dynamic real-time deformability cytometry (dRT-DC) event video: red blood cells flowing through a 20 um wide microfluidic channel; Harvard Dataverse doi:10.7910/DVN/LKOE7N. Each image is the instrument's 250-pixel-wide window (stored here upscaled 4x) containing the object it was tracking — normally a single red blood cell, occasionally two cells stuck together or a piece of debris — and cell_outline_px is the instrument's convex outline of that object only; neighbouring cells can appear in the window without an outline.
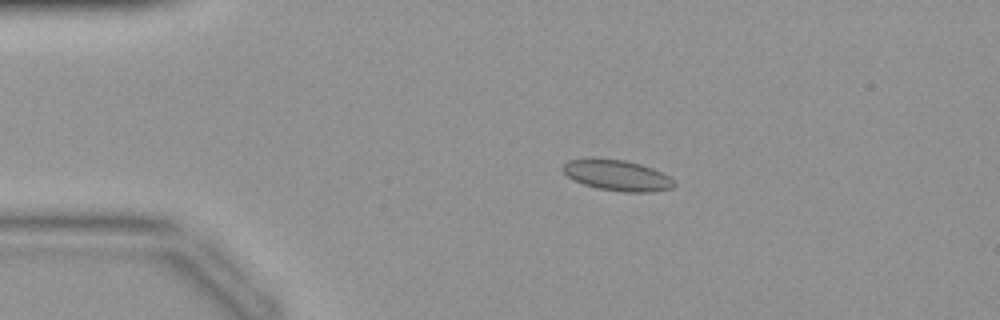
{"species": "common noctule bat (a hibernating species)", "species_latin": "Nyctalus noctula", "temperature_condition": "warm", "stored_images_in_passage": 43, "camera_frame_rate_fps": 3000, "um_per_image_px": 0.085, "animal": {"sex": "female", "body_mass_g": 19.9}, "frame": {"image": 1, "passage_image": 9, "time_ms": 2.667, "image_size_px": [1000, 320], "cell_outline_px": [[676, 184], [672, 188], [652, 192], [624, 192], [600, 188], [584, 184], [568, 176], [560, 168], [568, 160], [584, 156], [592, 156], [624, 160], [640, 164], [652, 168], [668, 176]], "centroid_in_image_um": [52.4, 14.86], "position_along_channel_um": 32.6, "area_um2": 20.17}}
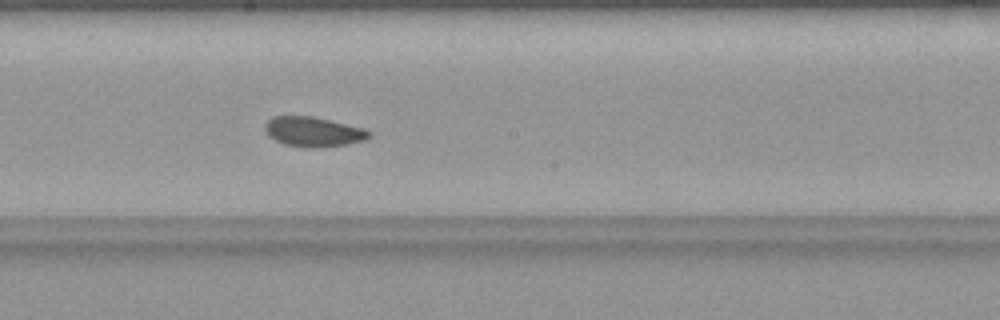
{"frame": {"image": 2, "passage_image": 24, "time_ms": 7.667, "image_size_px": [1000, 320], "cell_outline_px": [[372, 136], [364, 140], [348, 144], [312, 148], [304, 148], [284, 144], [268, 136], [264, 128], [264, 124], [272, 116], [316, 116], [364, 128], [372, 132]], "centroid_in_image_um": [26.64, 11.19], "position_along_channel_um": 221.6, "area_um2": 18.38}}
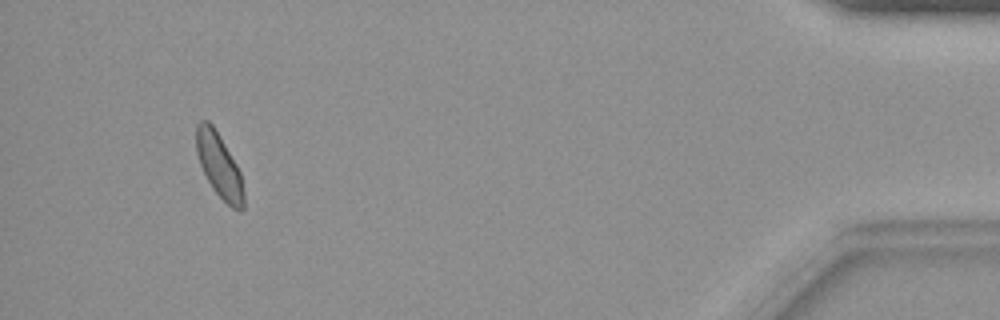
{"frame": {"image": 3, "passage_image": 41, "time_ms": 13.333, "image_size_px": [1000, 320], "cell_outline_px": [[244, 208], [240, 212], [232, 208], [212, 188], [200, 164], [196, 152], [196, 124], [200, 120], [208, 120], [212, 124], [220, 136], [236, 164], [240, 172], [244, 192]], "centroid_in_image_um": [18.63, 14.06], "position_along_channel_um": 416.6, "area_um2": 17.69}}